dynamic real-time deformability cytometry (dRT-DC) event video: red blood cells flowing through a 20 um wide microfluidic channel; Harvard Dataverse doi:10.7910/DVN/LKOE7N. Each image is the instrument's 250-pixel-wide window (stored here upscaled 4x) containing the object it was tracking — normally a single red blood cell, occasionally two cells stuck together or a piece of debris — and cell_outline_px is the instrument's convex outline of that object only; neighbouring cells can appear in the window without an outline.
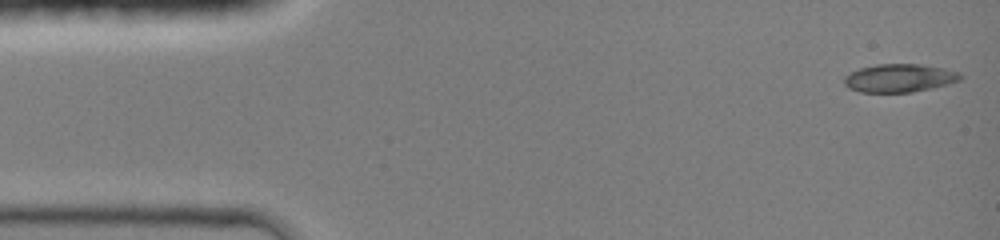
{"species": "common noctule bat (a hibernating species)", "species_latin": "Nyctalus noctula", "temperature_condition": "room temperature", "stored_images_in_passage": 9, "camera_frame_rate_fps": 3000, "um_per_image_px": 0.085, "animal": {"sex": "female", "body_mass_g": 19.0, "forearm_length_mm": 51.5}, "frame": {"image": 1, "passage_image": 1, "time_ms": 0.0, "image_size_px": [1000, 240], "cell_outline_px": [[964, 76], [960, 80], [948, 84], [932, 88], [912, 92], [860, 92], [848, 88], [844, 84], [844, 76], [860, 68], [876, 64], [920, 64], [944, 68], [960, 72]], "centroid_in_image_um": [76.47, 6.63], "position_along_channel_um": 8.5, "area_um2": 19.19}}
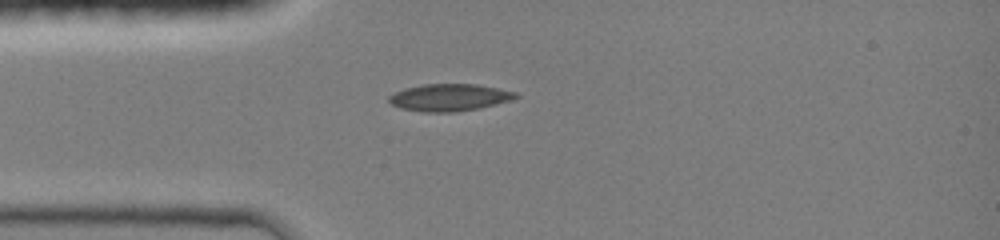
{"frame": {"image": 2, "passage_image": 6, "time_ms": 3.333, "image_size_px": [1000, 240], "cell_outline_px": [[520, 96], [512, 100], [476, 108], [456, 112], [424, 112], [400, 108], [392, 104], [388, 100], [388, 96], [404, 88], [424, 84], [476, 84], [516, 92]], "centroid_in_image_um": [38.18, 8.28], "position_along_channel_um": 46.8, "area_um2": 19.88}}
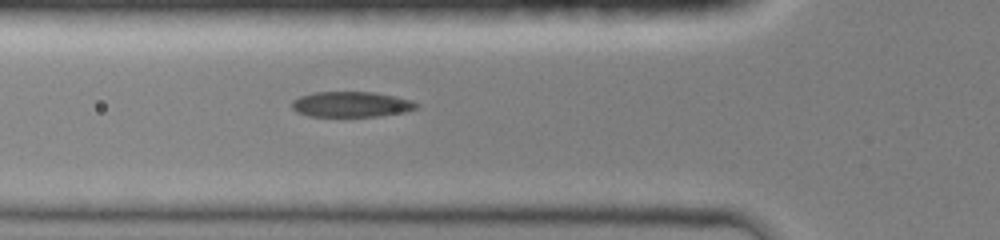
{"frame": {"image": 3, "passage_image": 9, "time_ms": 4.667, "image_size_px": [1000, 240], "cell_outline_px": [[420, 108], [408, 112], [380, 116], [308, 116], [296, 112], [292, 108], [292, 100], [300, 96], [316, 92], [372, 92], [396, 96], [412, 100], [420, 104]], "centroid_in_image_um": [29.92, 8.87], "position_along_channel_um": 95.9, "area_um2": 18.73}}